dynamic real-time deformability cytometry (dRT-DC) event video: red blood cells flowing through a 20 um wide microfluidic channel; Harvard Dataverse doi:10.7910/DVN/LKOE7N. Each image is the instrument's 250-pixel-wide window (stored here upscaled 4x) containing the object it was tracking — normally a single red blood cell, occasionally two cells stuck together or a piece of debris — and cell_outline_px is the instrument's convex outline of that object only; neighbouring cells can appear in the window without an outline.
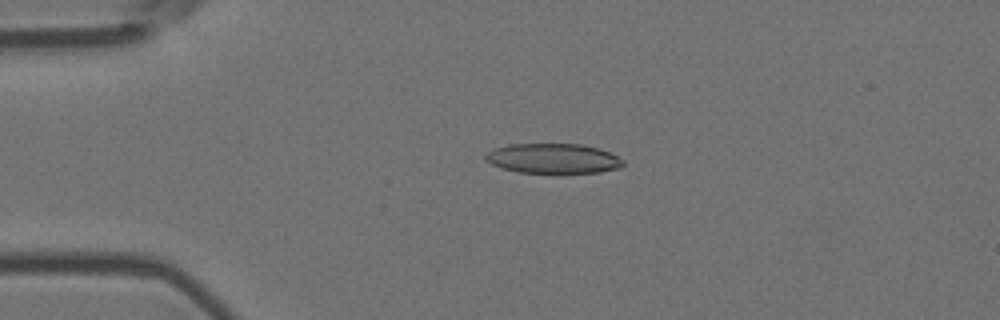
{"species": "Egyptian fruit bat (a non-hibernating species)", "species_latin": "Rousettus aegyptiacus", "temperature_condition": "room temperature", "stored_images_in_passage": 47, "camera_frame_rate_fps": 3000, "um_per_image_px": 0.085, "animal": {"sex": "female"}, "frame": {"image": 1, "passage_image": 4, "time_ms": 1.0, "image_size_px": [1000, 320], "cell_outline_px": [[624, 164], [620, 168], [600, 172], [560, 176], [516, 172], [500, 168], [484, 160], [484, 156], [488, 152], [496, 148], [508, 144], [580, 144], [600, 148], [624, 160]], "centroid_in_image_um": [47.03, 13.52], "position_along_channel_um": 38.0, "area_um2": 25.09}}
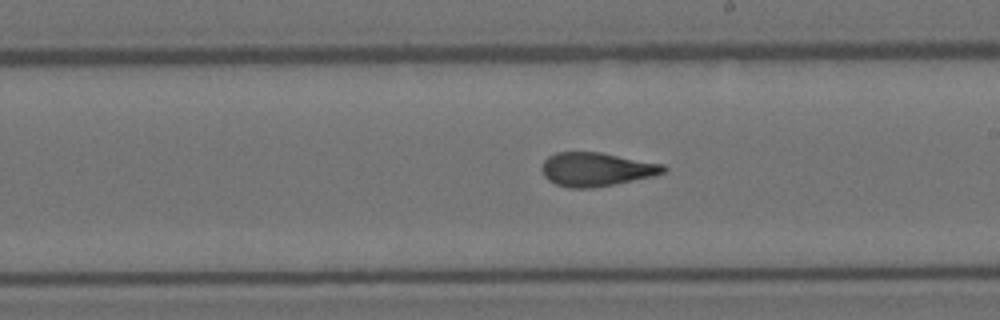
{"frame": {"image": 2, "passage_image": 23, "time_ms": 7.333, "image_size_px": [1000, 320], "cell_outline_px": [[668, 168], [664, 172], [652, 176], [592, 188], [568, 188], [556, 184], [548, 180], [544, 176], [540, 168], [544, 160], [548, 156], [556, 152], [600, 152], [664, 164]], "centroid_in_image_um": [50.65, 14.38], "position_along_channel_um": 238.4, "area_um2": 23.87}}
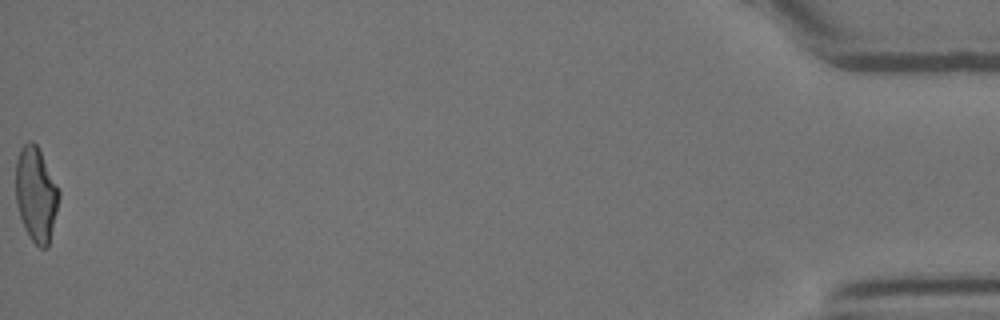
{"frame": {"image": 3, "passage_image": 47, "time_ms": 15.333, "image_size_px": [1000, 320], "cell_outline_px": [[60, 196], [48, 248], [40, 248], [32, 240], [20, 216], [16, 204], [16, 160], [20, 148], [28, 140], [32, 140], [36, 144], [60, 192]], "centroid_in_image_um": [3.06, 16.51], "position_along_channel_um": 432.1, "area_um2": 23.47}, "authors_computed_cell_mechanics": {"area_um2": 23.9292, "velocity_mm_per_s": 3.6726, "shape_relaxation_time_tau1_ms": null, "shape_relaxation_time_tau2_ms": 1.7295, "deformation_change_tau1": null, "deformation_change_tau2": 0.1039}}